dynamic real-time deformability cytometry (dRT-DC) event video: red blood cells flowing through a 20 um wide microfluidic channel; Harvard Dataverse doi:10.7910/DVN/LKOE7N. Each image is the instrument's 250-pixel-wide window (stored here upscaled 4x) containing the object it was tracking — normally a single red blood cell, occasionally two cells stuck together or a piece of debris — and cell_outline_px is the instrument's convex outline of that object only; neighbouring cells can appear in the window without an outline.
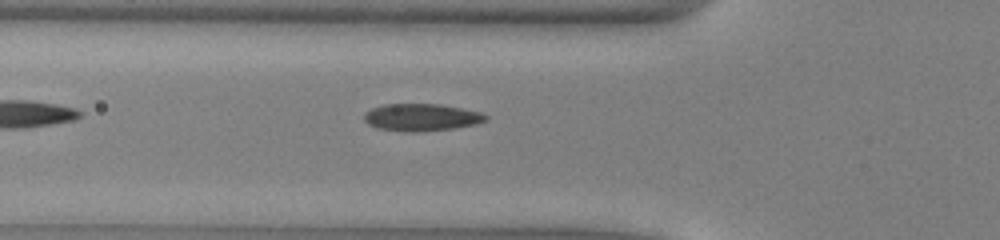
{"species": "common noctule bat (a hibernating species)", "species_latin": "Nyctalus noctula", "temperature_condition": "warm", "stored_images_in_passage": 32, "camera_frame_rate_fps": 3000, "um_per_image_px": 0.085, "animal": {"sex": "male", "body_mass_g": 13.0, "forearm_length_mm": 53.1}, "frame": {"image": 1, "passage_image": 3, "time_ms": 0.667, "image_size_px": [1000, 240], "cell_outline_px": [[488, 120], [476, 124], [452, 128], [420, 132], [412, 132], [376, 128], [368, 124], [364, 120], [364, 112], [372, 108], [384, 104], [440, 104], [484, 112], [488, 116]], "centroid_in_image_um": [35.84, 9.96], "position_along_channel_um": 90.0, "area_um2": 19.48}}
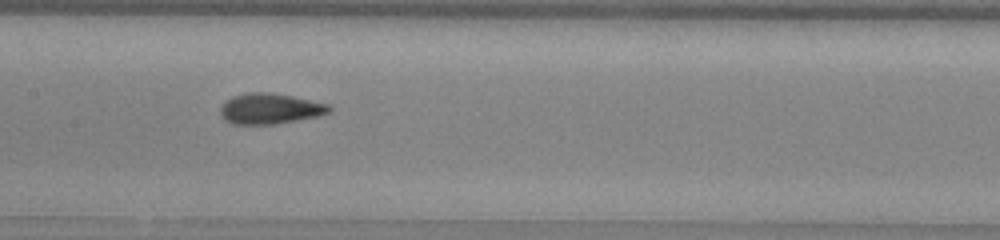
{"frame": {"image": 2, "passage_image": 10, "time_ms": 3.0, "image_size_px": [1000, 240], "cell_outline_px": [[332, 112], [320, 116], [272, 124], [232, 124], [224, 120], [220, 116], [220, 108], [232, 96], [248, 92], [268, 92], [292, 96], [328, 104], [332, 108]], "centroid_in_image_um": [22.95, 9.24], "position_along_channel_um": 184.4, "area_um2": 19.42}}
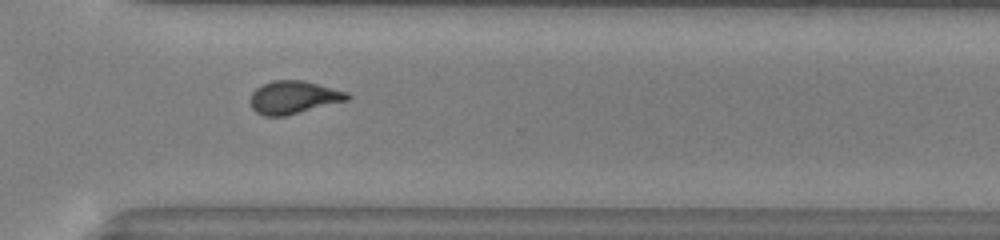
{"frame": {"image": 3, "passage_image": 22, "time_ms": 7.0, "image_size_px": [1000, 240], "cell_outline_px": [[352, 96], [348, 100], [284, 116], [264, 116], [256, 112], [252, 108], [248, 100], [252, 92], [256, 88], [272, 80], [304, 80], [348, 92]], "centroid_in_image_um": [24.94, 8.27], "position_along_channel_um": 345.7, "area_um2": 18.67}, "authors_computed_cell_mechanics": {"area_um2": 18.496, "velocity_mm_per_s": 4.0303, "shape_relaxation_time_tau1_ms": 7.8851, "shape_relaxation_time_tau2_ms": 1.3119, "deformation_change_tau1": 0.2249, "deformation_change_tau2": 0.0754}}